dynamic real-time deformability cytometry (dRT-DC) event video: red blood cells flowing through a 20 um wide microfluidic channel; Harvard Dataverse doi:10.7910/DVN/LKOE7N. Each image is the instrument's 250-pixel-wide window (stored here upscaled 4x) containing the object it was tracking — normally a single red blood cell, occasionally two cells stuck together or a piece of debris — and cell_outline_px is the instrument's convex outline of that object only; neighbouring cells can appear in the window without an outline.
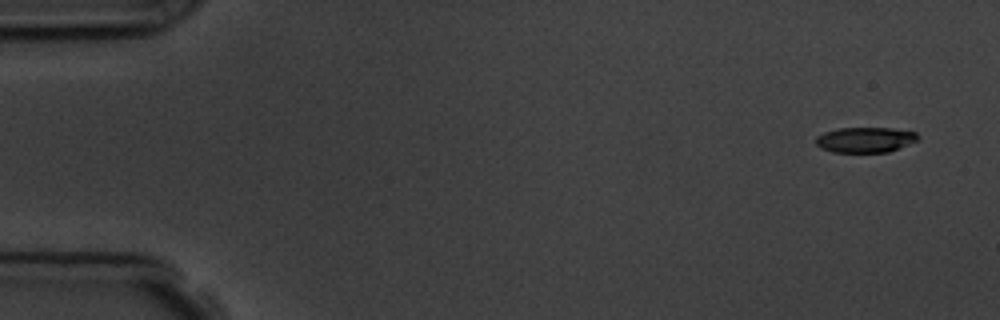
{"species": "common noctule bat (a hibernating species)", "species_latin": "Nyctalus noctula", "temperature_condition": "room temperature", "stored_images_in_passage": 8, "camera_frame_rate_fps": 3000, "um_per_image_px": 0.085, "animal": {"sex": "male", "body_mass_g": 19.5, "forearm_length_mm": 54.6}, "frame": {"image": 1, "passage_image": 1, "time_ms": 0.0, "image_size_px": [1000, 320], "cell_outline_px": [[920, 140], [888, 152], [832, 152], [820, 148], [816, 144], [816, 136], [824, 132], [840, 128], [892, 128], [916, 132], [920, 136]], "centroid_in_image_um": [73.57, 11.88], "position_along_channel_um": 11.4, "area_um2": 15.2}}
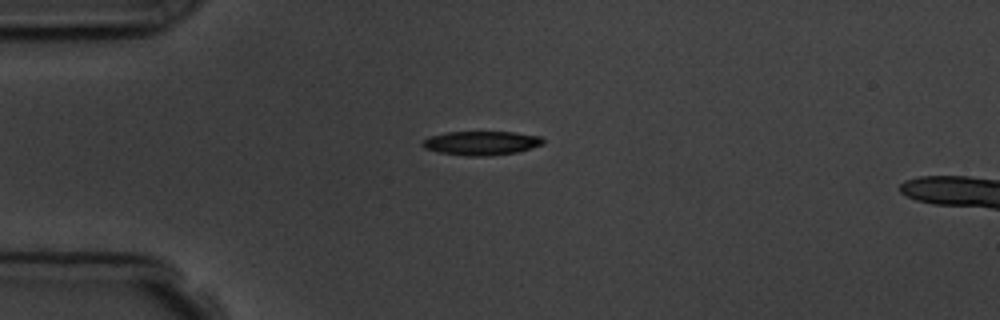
{"frame": {"image": 2, "passage_image": 4, "time_ms": 3.667, "image_size_px": [1000, 320], "cell_outline_px": [[544, 144], [532, 148], [516, 152], [492, 156], [468, 156], [440, 152], [424, 148], [420, 144], [428, 136], [448, 132], [516, 132], [540, 136], [544, 140]], "centroid_in_image_um": [40.93, 12.16], "position_along_channel_um": 44.1, "area_um2": 16.94}}